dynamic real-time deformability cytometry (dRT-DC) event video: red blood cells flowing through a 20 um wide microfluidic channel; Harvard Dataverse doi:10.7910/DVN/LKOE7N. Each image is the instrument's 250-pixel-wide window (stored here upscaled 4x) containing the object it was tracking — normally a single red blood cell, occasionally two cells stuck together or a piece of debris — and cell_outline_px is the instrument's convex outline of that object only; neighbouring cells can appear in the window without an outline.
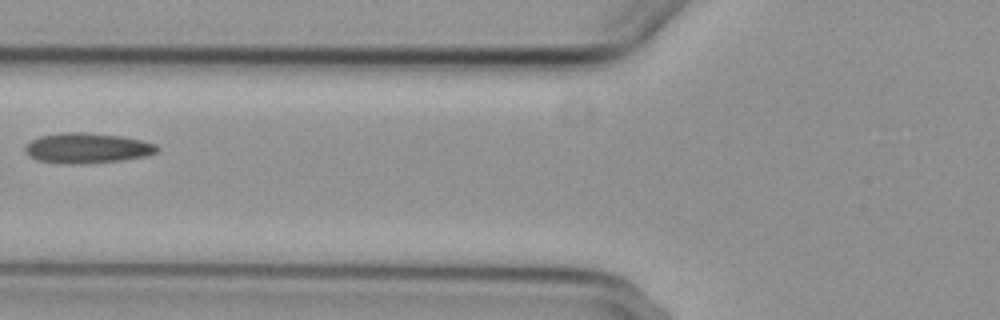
{"species": "common noctule bat (a hibernating species)", "species_latin": "Nyctalus noctula", "temperature_condition": "cold", "stored_images_in_passage": 7, "camera_frame_rate_fps": 3000, "um_per_image_px": 0.085, "animal": {"sex": "female", "body_mass_g": 29.2, "forearm_length_mm": 56.3}, "frame": {"image": 1, "passage_image": 6, "time_ms": 6.0, "image_size_px": [1000, 320], "cell_outline_px": [[160, 148], [156, 152], [148, 156], [120, 160], [80, 164], [72, 164], [36, 160], [28, 156], [24, 152], [24, 144], [40, 136], [60, 132], [84, 132], [120, 136], [144, 140], [156, 144]], "centroid_in_image_um": [7.39, 12.58], "position_along_channel_um": 118.4, "area_um2": 23.47}}
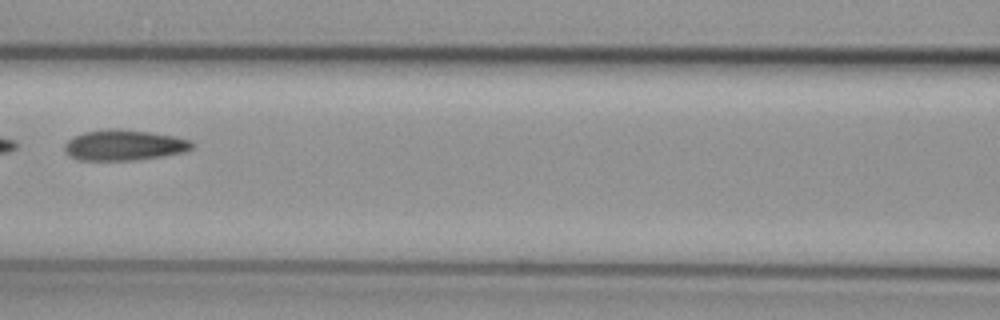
{"frame": {"image": 2, "passage_image": 7, "time_ms": 7.0, "image_size_px": [1000, 320], "cell_outline_px": [[196, 144], [188, 152], [132, 160], [80, 160], [72, 156], [64, 148], [64, 144], [72, 136], [84, 132], [108, 128], [120, 128], [152, 132], [176, 136], [192, 140]], "centroid_in_image_um": [10.61, 12.31], "position_along_channel_um": 156.0, "area_um2": 23.0}}